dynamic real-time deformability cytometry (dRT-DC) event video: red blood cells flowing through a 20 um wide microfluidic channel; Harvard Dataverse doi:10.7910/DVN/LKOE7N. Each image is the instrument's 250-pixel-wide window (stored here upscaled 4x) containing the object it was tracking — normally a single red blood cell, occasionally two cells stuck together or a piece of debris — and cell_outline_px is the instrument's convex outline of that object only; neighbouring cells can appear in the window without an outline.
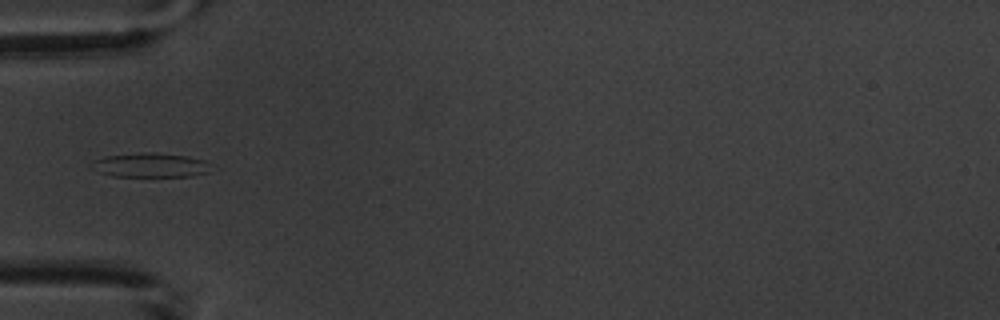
{"species": "common noctule bat (a hibernating species)", "species_latin": "Nyctalus noctula", "temperature_condition": "warm", "stored_images_in_passage": 8, "camera_frame_rate_fps": 3000, "um_per_image_px": 0.085, "animal": {"sex": "male", "body_mass_g": 20.1, "forearm_length_mm": 53.5}, "frame": {"image": 1, "passage_image": 3, "time_ms": 2.667, "image_size_px": [1000, 320], "cell_outline_px": [[216, 164], [208, 172], [188, 176], [112, 176], [100, 172], [88, 164], [104, 156], [140, 152], [156, 152], [188, 156], [204, 160]], "centroid_in_image_um": [12.85, 14.02], "position_along_channel_um": 72.2, "area_um2": 17.11}}
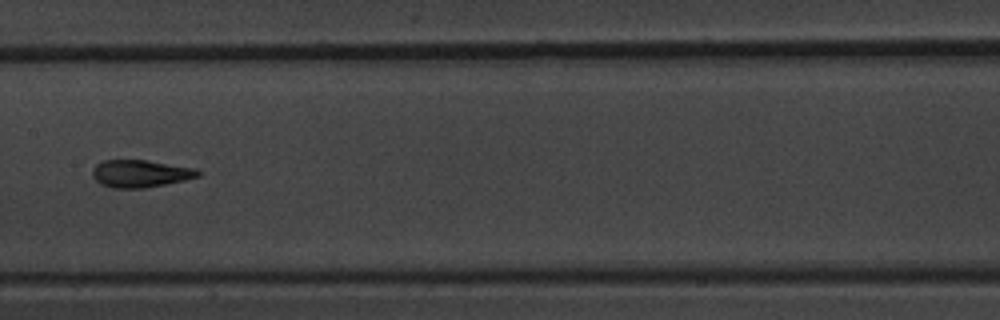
{"frame": {"image": 2, "passage_image": 6, "time_ms": 6.0, "image_size_px": [1000, 320], "cell_outline_px": [[204, 172], [200, 176], [184, 180], [144, 188], [112, 188], [100, 184], [92, 176], [92, 168], [96, 164], [104, 160], [148, 160], [196, 168]], "centroid_in_image_um": [11.95, 14.75], "position_along_channel_um": 195.5, "area_um2": 17.05}}
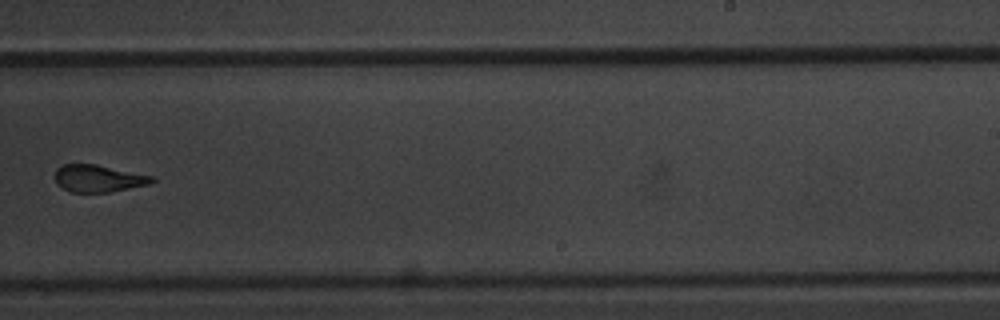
{"frame": {"image": 3, "passage_image": 8, "time_ms": 8.333, "image_size_px": [1000, 320], "cell_outline_px": [[156, 180], [152, 184], [108, 192], [72, 192], [56, 184], [56, 168], [64, 164], [96, 164], [156, 176]], "centroid_in_image_um": [8.43, 15.16], "position_along_channel_um": 280.6, "area_um2": 15.49}}